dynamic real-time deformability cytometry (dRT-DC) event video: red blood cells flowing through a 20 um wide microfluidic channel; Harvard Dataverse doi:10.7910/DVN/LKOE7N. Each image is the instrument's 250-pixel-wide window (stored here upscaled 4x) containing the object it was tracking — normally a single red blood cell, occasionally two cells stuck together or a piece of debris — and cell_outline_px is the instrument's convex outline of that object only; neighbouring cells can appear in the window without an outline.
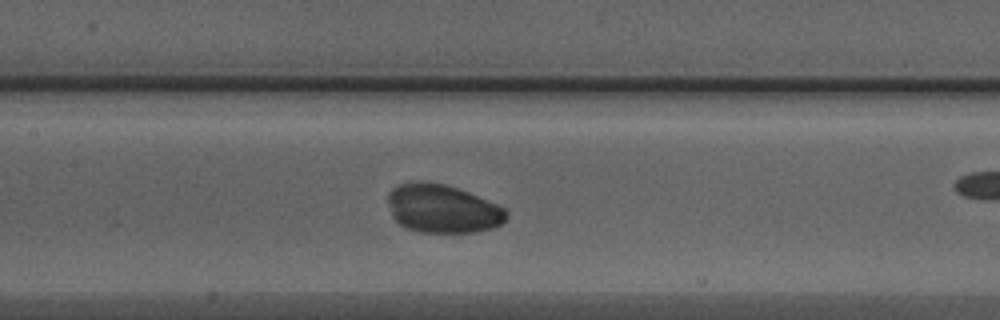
{"species": "Egyptian fruit bat (a non-hibernating species)", "species_latin": "Rousettus aegyptiacus", "temperature_condition": "warm", "stored_images_in_passage": 34, "camera_frame_rate_fps": 3000, "um_per_image_px": 0.085, "animal": {"sex": "male"}, "frame": {"image": 1, "passage_image": 19, "time_ms": 6.0, "image_size_px": [1000, 320], "cell_outline_px": [[508, 216], [500, 224], [492, 228], [476, 232], [420, 232], [408, 228], [400, 224], [392, 216], [388, 204], [388, 192], [396, 184], [408, 180], [424, 180], [448, 184], [508, 208]], "centroid_in_image_um": [37.6, 17.7], "position_along_channel_um": 169.8, "area_um2": 34.04}}
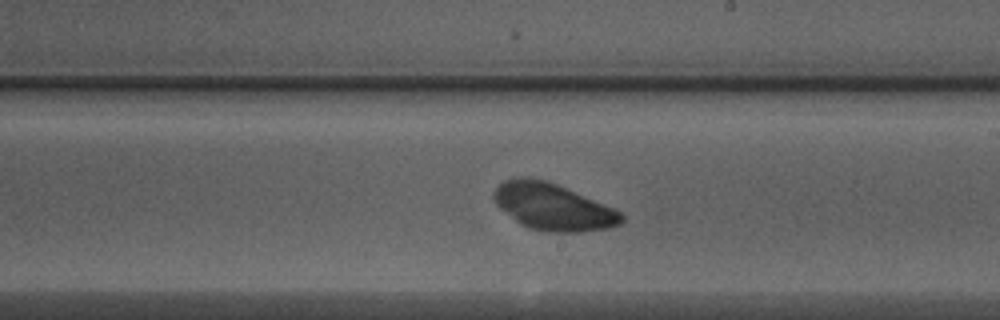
{"frame": {"image": 2, "passage_image": 24, "time_ms": 7.667, "image_size_px": [1000, 320], "cell_outline_px": [[624, 220], [620, 224], [608, 228], [580, 232], [548, 232], [528, 228], [520, 224], [500, 208], [492, 200], [492, 192], [504, 180], [512, 176], [524, 176], [544, 180], [556, 184], [616, 208], [624, 216]], "centroid_in_image_um": [46.98, 17.57], "position_along_channel_um": 242.0, "area_um2": 35.08}}
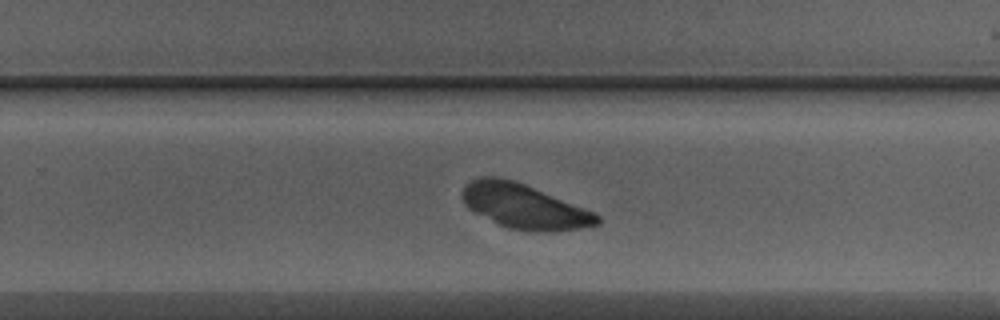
{"frame": {"image": 3, "passage_image": 27, "time_ms": 8.667, "image_size_px": [1000, 320], "cell_outline_px": [[600, 224], [580, 228], [552, 232], [548, 232], [508, 228], [468, 208], [464, 204], [464, 188], [472, 180], [480, 176], [496, 176], [512, 180], [524, 184], [596, 212], [600, 216]], "centroid_in_image_um": [44.62, 17.54], "position_along_channel_um": 285.2, "area_um2": 34.51}}